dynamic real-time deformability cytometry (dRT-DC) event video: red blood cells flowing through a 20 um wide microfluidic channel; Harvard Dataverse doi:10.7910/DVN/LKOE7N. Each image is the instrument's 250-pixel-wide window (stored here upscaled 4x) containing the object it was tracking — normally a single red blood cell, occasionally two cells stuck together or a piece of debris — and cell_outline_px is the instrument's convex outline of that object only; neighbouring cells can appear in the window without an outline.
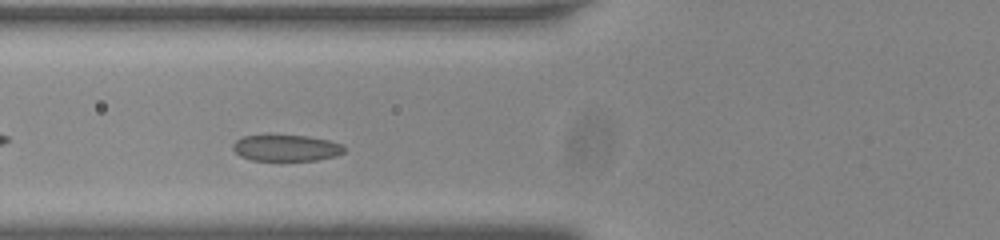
{"species": "common noctule bat (a hibernating species)", "species_latin": "Nyctalus noctula", "temperature_condition": "room temperature", "stored_images_in_passage": 38, "camera_frame_rate_fps": 3000, "um_per_image_px": 0.085, "animal": {"sex": "male", "body_mass_g": 20.0, "forearm_length_mm": 53.3}, "frame": {"image": 1, "passage_image": 7, "time_ms": 2.0, "image_size_px": [1000, 240], "cell_outline_px": [[344, 152], [336, 156], [316, 160], [252, 160], [240, 156], [232, 148], [232, 144], [236, 140], [244, 136], [268, 132], [308, 136], [328, 140], [344, 144]], "centroid_in_image_um": [24.29, 12.52], "position_along_channel_um": 101.5, "area_um2": 17.8}}
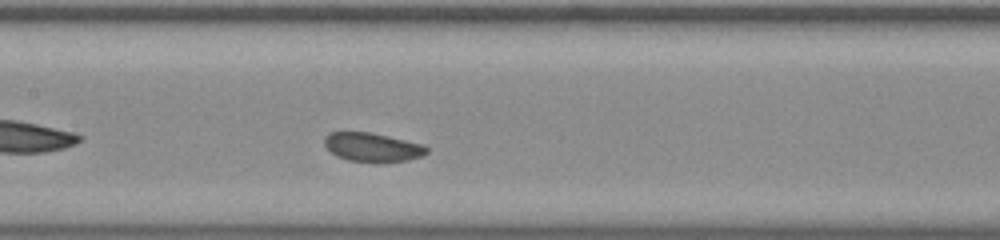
{"frame": {"image": 2, "passage_image": 13, "time_ms": 4.0, "image_size_px": [1000, 240], "cell_outline_px": [[428, 152], [424, 156], [408, 160], [384, 164], [348, 160], [336, 156], [324, 144], [324, 136], [328, 132], [368, 132], [388, 136], [424, 144], [428, 148]], "centroid_in_image_um": [31.69, 12.54], "position_along_channel_um": 175.7, "area_um2": 17.63}}
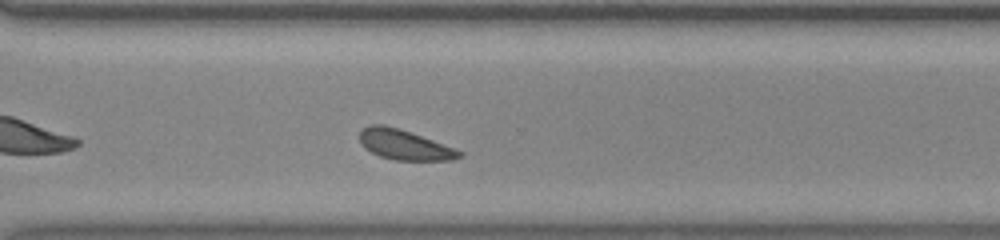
{"frame": {"image": 3, "passage_image": 26, "time_ms": 8.333, "image_size_px": [1000, 240], "cell_outline_px": [[464, 156], [452, 160], [396, 160], [380, 156], [364, 148], [360, 144], [360, 132], [364, 128], [372, 124], [384, 124], [400, 128], [464, 152]], "centroid_in_image_um": [34.37, 12.3], "position_along_channel_um": 336.2, "area_um2": 17.4}, "authors_computed_cell_mechanics": {"area_um2": 17.7446, "velocity_mm_per_s": 3.7083, "shape_relaxation_time_tau1_ms": 0.6283, "shape_relaxation_time_tau2_ms": 7.0001, "deformation_change_tau1": 0.0617, "deformation_change_tau2": 0.1295}}